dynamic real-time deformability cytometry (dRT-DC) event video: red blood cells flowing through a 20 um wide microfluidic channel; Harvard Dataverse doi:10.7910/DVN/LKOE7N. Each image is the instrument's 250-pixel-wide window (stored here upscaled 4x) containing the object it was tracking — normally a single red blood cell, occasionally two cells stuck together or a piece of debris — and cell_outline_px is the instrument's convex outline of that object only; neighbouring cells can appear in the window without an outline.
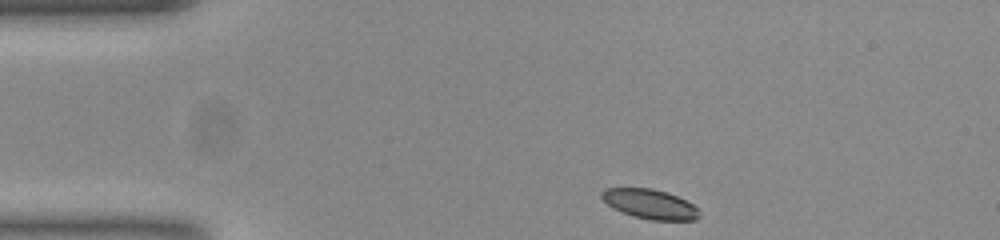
{"species": "common noctule bat (a hibernating species)", "species_latin": "Nyctalus noctula", "temperature_condition": "room temperature", "stored_images_in_passage": 40, "camera_frame_rate_fps": 3000, "um_per_image_px": 0.085, "animal": {"sex": "female", "body_mass_g": 23.0, "forearm_length_mm": 53.4}, "frame": {"image": 1, "passage_image": 1, "time_ms": 0.0, "image_size_px": [1000, 240], "cell_outline_px": [[700, 216], [696, 220], [652, 220], [636, 216], [624, 212], [608, 204], [600, 196], [600, 192], [604, 188], [652, 188], [668, 192], [692, 204], [696, 208]], "centroid_in_image_um": [55.25, 17.33], "position_along_channel_um": 29.8, "area_um2": 16.53}}
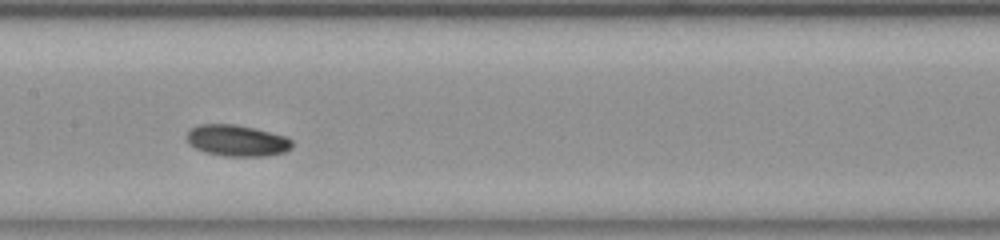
{"frame": {"image": 2, "passage_image": 18, "time_ms": 5.667, "image_size_px": [1000, 240], "cell_outline_px": [[292, 148], [284, 152], [264, 156], [224, 156], [204, 152], [196, 148], [188, 140], [188, 132], [192, 128], [200, 124], [236, 124], [288, 136], [292, 140]], "centroid_in_image_um": [20.19, 11.95], "position_along_channel_um": 187.2, "area_um2": 19.13}}
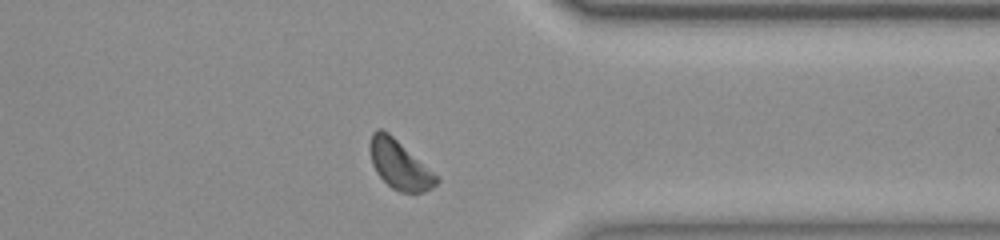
{"frame": {"image": 3, "passage_image": 34, "time_ms": 11.0, "image_size_px": [1000, 240], "cell_outline_px": [[440, 180], [432, 188], [424, 192], [400, 192], [392, 188], [376, 172], [372, 164], [368, 148], [368, 144], [372, 132], [376, 128], [380, 128], [388, 132], [440, 176]], "centroid_in_image_um": [33.96, 13.98], "position_along_channel_um": 377.4, "area_um2": 19.25}, "authors_computed_cell_mechanics": {"area_um2": 18.785, "velocity_mm_per_s": 3.7131, "shape_relaxation_time_tau1_ms": 1.0173, "shape_relaxation_time_tau2_ms": null, "deformation_change_tau1": 0.0537, "deformation_change_tau2": null}}